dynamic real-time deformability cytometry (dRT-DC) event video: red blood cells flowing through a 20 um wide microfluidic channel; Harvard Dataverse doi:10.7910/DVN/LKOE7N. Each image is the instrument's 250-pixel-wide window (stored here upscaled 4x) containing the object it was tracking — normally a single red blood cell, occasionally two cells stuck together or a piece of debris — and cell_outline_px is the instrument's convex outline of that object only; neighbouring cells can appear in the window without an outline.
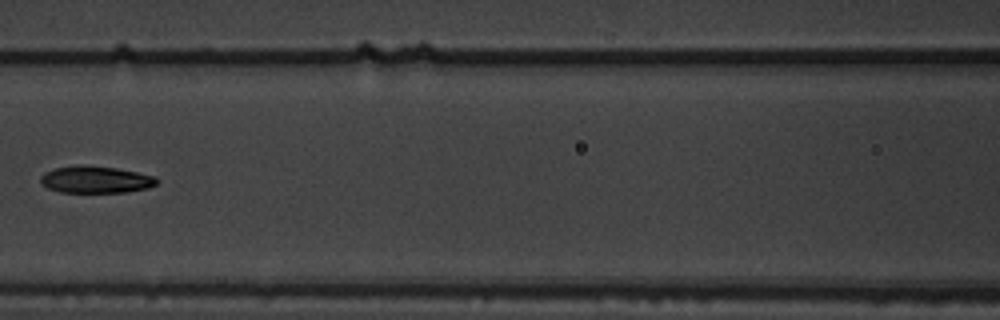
{"species": "common noctule bat (a hibernating species)", "species_latin": "Nyctalus noctula", "temperature_condition": "warm", "stored_images_in_passage": 8, "camera_frame_rate_fps": 3000, "um_per_image_px": 0.085, "animal": {"sex": "male", "body_mass_g": 19.5, "forearm_length_mm": 54.6}, "frame": {"image": 1, "passage_image": 7, "time_ms": 2.0, "image_size_px": [1000, 320], "cell_outline_px": [[160, 180], [156, 184], [148, 188], [128, 192], [60, 192], [48, 188], [40, 180], [40, 176], [44, 172], [52, 168], [76, 164], [88, 164], [116, 168], [156, 176]], "centroid_in_image_um": [8.13, 15.24], "position_along_channel_um": 158.5, "area_um2": 18.61}}
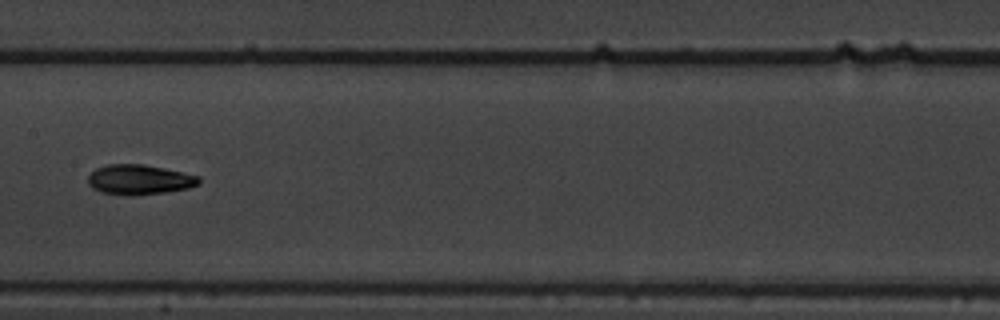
{"frame": {"image": 2, "passage_image": 8, "time_ms": 2.333, "image_size_px": [1000, 320], "cell_outline_px": [[200, 184], [188, 188], [164, 192], [132, 196], [128, 196], [100, 192], [92, 188], [88, 184], [88, 176], [96, 168], [108, 164], [144, 164], [164, 168], [200, 176]], "centroid_in_image_um": [11.83, 15.27], "position_along_channel_um": 195.6, "area_um2": 19.48}}